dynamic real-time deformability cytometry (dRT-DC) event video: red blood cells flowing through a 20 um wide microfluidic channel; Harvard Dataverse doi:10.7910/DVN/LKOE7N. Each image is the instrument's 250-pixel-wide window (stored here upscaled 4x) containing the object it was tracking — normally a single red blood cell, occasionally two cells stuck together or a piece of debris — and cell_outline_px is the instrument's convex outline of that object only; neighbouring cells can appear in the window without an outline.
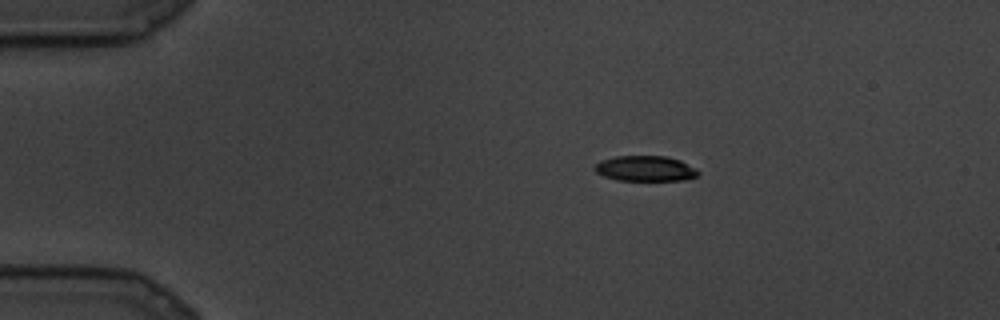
{"species": "common noctule bat (a hibernating species)", "species_latin": "Nyctalus noctula", "temperature_condition": "cold", "stored_images_in_passage": 75, "camera_frame_rate_fps": 3000, "um_per_image_px": 0.085, "animal": {"sex": "male", "body_mass_g": 19.5, "forearm_length_mm": 54.6}, "frame": {"image": 1, "passage_image": 1, "time_ms": 0.0, "image_size_px": [1000, 320], "cell_outline_px": [[700, 172], [696, 176], [684, 180], [616, 180], [604, 176], [596, 172], [592, 168], [600, 160], [616, 156], [668, 156], [680, 160], [696, 168]], "centroid_in_image_um": [54.84, 14.32], "position_along_channel_um": 30.2, "area_um2": 15.37}}
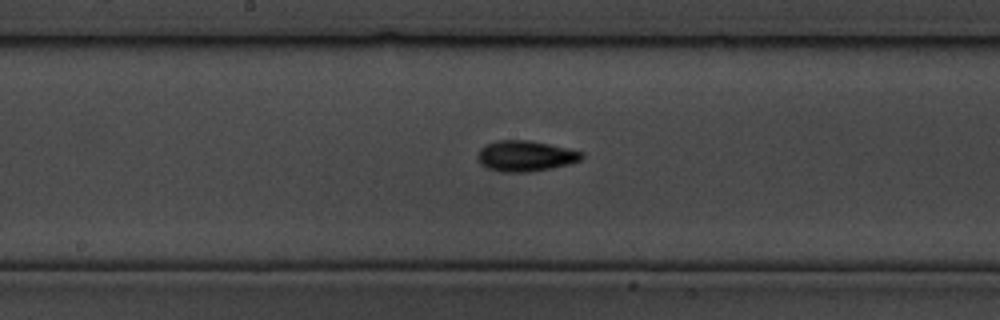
{"frame": {"image": 2, "passage_image": 32, "time_ms": 10.333, "image_size_px": [1000, 320], "cell_outline_px": [[584, 156], [580, 160], [568, 164], [528, 172], [500, 172], [488, 168], [480, 164], [476, 156], [480, 148], [496, 140], [528, 140], [568, 148], [584, 152]], "centroid_in_image_um": [44.63, 13.25], "position_along_channel_um": 203.6, "area_um2": 18.55}}
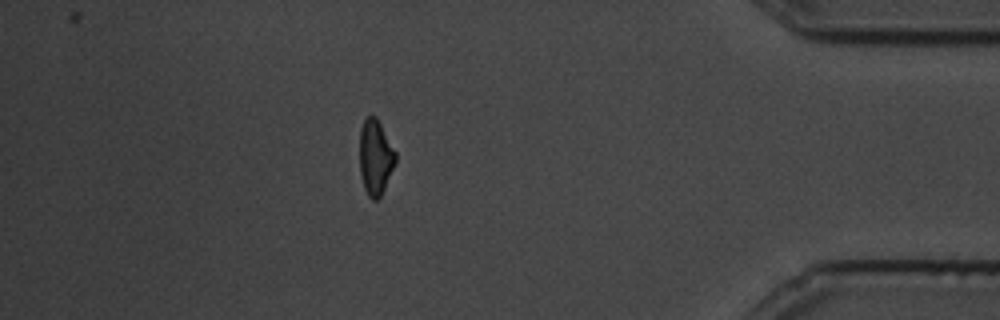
{"frame": {"image": 3, "passage_image": 64, "time_ms": 21.0, "image_size_px": [1000, 320], "cell_outline_px": [[396, 160], [384, 188], [380, 196], [376, 200], [372, 200], [368, 196], [364, 188], [360, 176], [360, 128], [364, 120], [368, 116], [376, 116], [396, 152]], "centroid_in_image_um": [31.89, 13.36], "position_along_channel_um": 403.3, "area_um2": 15.61}}